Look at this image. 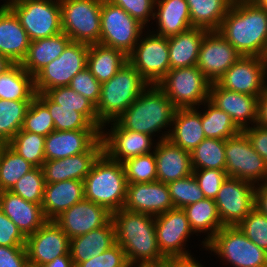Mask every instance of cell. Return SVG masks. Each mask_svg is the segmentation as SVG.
I'll return each instance as SVG.
<instances>
[{
  "mask_svg": "<svg viewBox=\"0 0 267 267\" xmlns=\"http://www.w3.org/2000/svg\"><path fill=\"white\" fill-rule=\"evenodd\" d=\"M42 267H75L71 255H62Z\"/></svg>",
  "mask_w": 267,
  "mask_h": 267,
  "instance_id": "cell-61",
  "label": "cell"
},
{
  "mask_svg": "<svg viewBox=\"0 0 267 267\" xmlns=\"http://www.w3.org/2000/svg\"><path fill=\"white\" fill-rule=\"evenodd\" d=\"M153 20L158 29L152 32L164 37L178 35L192 27L186 0H156Z\"/></svg>",
  "mask_w": 267,
  "mask_h": 267,
  "instance_id": "cell-30",
  "label": "cell"
},
{
  "mask_svg": "<svg viewBox=\"0 0 267 267\" xmlns=\"http://www.w3.org/2000/svg\"><path fill=\"white\" fill-rule=\"evenodd\" d=\"M45 184L42 167H34L10 191L28 202L42 204Z\"/></svg>",
  "mask_w": 267,
  "mask_h": 267,
  "instance_id": "cell-46",
  "label": "cell"
},
{
  "mask_svg": "<svg viewBox=\"0 0 267 267\" xmlns=\"http://www.w3.org/2000/svg\"><path fill=\"white\" fill-rule=\"evenodd\" d=\"M128 267H169V261L157 263H131Z\"/></svg>",
  "mask_w": 267,
  "mask_h": 267,
  "instance_id": "cell-62",
  "label": "cell"
},
{
  "mask_svg": "<svg viewBox=\"0 0 267 267\" xmlns=\"http://www.w3.org/2000/svg\"><path fill=\"white\" fill-rule=\"evenodd\" d=\"M145 29L120 6L102 0L99 44L118 49L128 56Z\"/></svg>",
  "mask_w": 267,
  "mask_h": 267,
  "instance_id": "cell-10",
  "label": "cell"
},
{
  "mask_svg": "<svg viewBox=\"0 0 267 267\" xmlns=\"http://www.w3.org/2000/svg\"><path fill=\"white\" fill-rule=\"evenodd\" d=\"M174 208H181L205 198L193 173L185 178L167 183Z\"/></svg>",
  "mask_w": 267,
  "mask_h": 267,
  "instance_id": "cell-45",
  "label": "cell"
},
{
  "mask_svg": "<svg viewBox=\"0 0 267 267\" xmlns=\"http://www.w3.org/2000/svg\"><path fill=\"white\" fill-rule=\"evenodd\" d=\"M248 137L253 149L265 160L267 164V127L254 124L242 130Z\"/></svg>",
  "mask_w": 267,
  "mask_h": 267,
  "instance_id": "cell-57",
  "label": "cell"
},
{
  "mask_svg": "<svg viewBox=\"0 0 267 267\" xmlns=\"http://www.w3.org/2000/svg\"><path fill=\"white\" fill-rule=\"evenodd\" d=\"M192 27L217 31L233 0H186Z\"/></svg>",
  "mask_w": 267,
  "mask_h": 267,
  "instance_id": "cell-36",
  "label": "cell"
},
{
  "mask_svg": "<svg viewBox=\"0 0 267 267\" xmlns=\"http://www.w3.org/2000/svg\"><path fill=\"white\" fill-rule=\"evenodd\" d=\"M152 138L145 133L124 129L116 120L104 124L101 130L103 152L120 163L153 152L156 143Z\"/></svg>",
  "mask_w": 267,
  "mask_h": 267,
  "instance_id": "cell-15",
  "label": "cell"
},
{
  "mask_svg": "<svg viewBox=\"0 0 267 267\" xmlns=\"http://www.w3.org/2000/svg\"><path fill=\"white\" fill-rule=\"evenodd\" d=\"M45 183L69 180L68 157L57 160H45L42 165Z\"/></svg>",
  "mask_w": 267,
  "mask_h": 267,
  "instance_id": "cell-55",
  "label": "cell"
},
{
  "mask_svg": "<svg viewBox=\"0 0 267 267\" xmlns=\"http://www.w3.org/2000/svg\"><path fill=\"white\" fill-rule=\"evenodd\" d=\"M30 103L0 99V140L7 144L22 129Z\"/></svg>",
  "mask_w": 267,
  "mask_h": 267,
  "instance_id": "cell-41",
  "label": "cell"
},
{
  "mask_svg": "<svg viewBox=\"0 0 267 267\" xmlns=\"http://www.w3.org/2000/svg\"><path fill=\"white\" fill-rule=\"evenodd\" d=\"M26 237L0 208V246L25 247Z\"/></svg>",
  "mask_w": 267,
  "mask_h": 267,
  "instance_id": "cell-54",
  "label": "cell"
},
{
  "mask_svg": "<svg viewBox=\"0 0 267 267\" xmlns=\"http://www.w3.org/2000/svg\"><path fill=\"white\" fill-rule=\"evenodd\" d=\"M112 219V213L103 206L83 199L54 219L69 239L105 226Z\"/></svg>",
  "mask_w": 267,
  "mask_h": 267,
  "instance_id": "cell-20",
  "label": "cell"
},
{
  "mask_svg": "<svg viewBox=\"0 0 267 267\" xmlns=\"http://www.w3.org/2000/svg\"><path fill=\"white\" fill-rule=\"evenodd\" d=\"M241 57V54L217 31H208L202 39L197 67L216 83Z\"/></svg>",
  "mask_w": 267,
  "mask_h": 267,
  "instance_id": "cell-18",
  "label": "cell"
},
{
  "mask_svg": "<svg viewBox=\"0 0 267 267\" xmlns=\"http://www.w3.org/2000/svg\"><path fill=\"white\" fill-rule=\"evenodd\" d=\"M217 83L227 90L260 97L267 85V59L241 56Z\"/></svg>",
  "mask_w": 267,
  "mask_h": 267,
  "instance_id": "cell-16",
  "label": "cell"
},
{
  "mask_svg": "<svg viewBox=\"0 0 267 267\" xmlns=\"http://www.w3.org/2000/svg\"><path fill=\"white\" fill-rule=\"evenodd\" d=\"M124 209L157 216L173 209L169 189L166 183H127Z\"/></svg>",
  "mask_w": 267,
  "mask_h": 267,
  "instance_id": "cell-21",
  "label": "cell"
},
{
  "mask_svg": "<svg viewBox=\"0 0 267 267\" xmlns=\"http://www.w3.org/2000/svg\"><path fill=\"white\" fill-rule=\"evenodd\" d=\"M250 1L258 7L267 9V0H250Z\"/></svg>",
  "mask_w": 267,
  "mask_h": 267,
  "instance_id": "cell-64",
  "label": "cell"
},
{
  "mask_svg": "<svg viewBox=\"0 0 267 267\" xmlns=\"http://www.w3.org/2000/svg\"><path fill=\"white\" fill-rule=\"evenodd\" d=\"M62 31L72 42L99 44L102 0H59Z\"/></svg>",
  "mask_w": 267,
  "mask_h": 267,
  "instance_id": "cell-9",
  "label": "cell"
},
{
  "mask_svg": "<svg viewBox=\"0 0 267 267\" xmlns=\"http://www.w3.org/2000/svg\"><path fill=\"white\" fill-rule=\"evenodd\" d=\"M69 87L97 105L102 84L91 74L87 67L71 79Z\"/></svg>",
  "mask_w": 267,
  "mask_h": 267,
  "instance_id": "cell-50",
  "label": "cell"
},
{
  "mask_svg": "<svg viewBox=\"0 0 267 267\" xmlns=\"http://www.w3.org/2000/svg\"><path fill=\"white\" fill-rule=\"evenodd\" d=\"M198 109L199 107L176 109L167 138L188 152L206 138L201 123V110Z\"/></svg>",
  "mask_w": 267,
  "mask_h": 267,
  "instance_id": "cell-28",
  "label": "cell"
},
{
  "mask_svg": "<svg viewBox=\"0 0 267 267\" xmlns=\"http://www.w3.org/2000/svg\"><path fill=\"white\" fill-rule=\"evenodd\" d=\"M255 187L245 180L226 178L214 199L223 226H237L255 207Z\"/></svg>",
  "mask_w": 267,
  "mask_h": 267,
  "instance_id": "cell-14",
  "label": "cell"
},
{
  "mask_svg": "<svg viewBox=\"0 0 267 267\" xmlns=\"http://www.w3.org/2000/svg\"><path fill=\"white\" fill-rule=\"evenodd\" d=\"M202 193L205 198L215 199L222 183L228 177L225 170L219 169H202L193 170Z\"/></svg>",
  "mask_w": 267,
  "mask_h": 267,
  "instance_id": "cell-51",
  "label": "cell"
},
{
  "mask_svg": "<svg viewBox=\"0 0 267 267\" xmlns=\"http://www.w3.org/2000/svg\"><path fill=\"white\" fill-rule=\"evenodd\" d=\"M259 97L222 88L217 82L211 83L209 101L226 112L241 129L257 122Z\"/></svg>",
  "mask_w": 267,
  "mask_h": 267,
  "instance_id": "cell-22",
  "label": "cell"
},
{
  "mask_svg": "<svg viewBox=\"0 0 267 267\" xmlns=\"http://www.w3.org/2000/svg\"><path fill=\"white\" fill-rule=\"evenodd\" d=\"M0 208L25 237L35 233L47 221L41 204L28 202L11 191H0Z\"/></svg>",
  "mask_w": 267,
  "mask_h": 267,
  "instance_id": "cell-26",
  "label": "cell"
},
{
  "mask_svg": "<svg viewBox=\"0 0 267 267\" xmlns=\"http://www.w3.org/2000/svg\"><path fill=\"white\" fill-rule=\"evenodd\" d=\"M84 198L83 181L70 179L46 183L41 206L46 219L54 220Z\"/></svg>",
  "mask_w": 267,
  "mask_h": 267,
  "instance_id": "cell-27",
  "label": "cell"
},
{
  "mask_svg": "<svg viewBox=\"0 0 267 267\" xmlns=\"http://www.w3.org/2000/svg\"><path fill=\"white\" fill-rule=\"evenodd\" d=\"M149 86L136 69L127 62L110 80L102 83L96 105L99 122L115 121Z\"/></svg>",
  "mask_w": 267,
  "mask_h": 267,
  "instance_id": "cell-5",
  "label": "cell"
},
{
  "mask_svg": "<svg viewBox=\"0 0 267 267\" xmlns=\"http://www.w3.org/2000/svg\"><path fill=\"white\" fill-rule=\"evenodd\" d=\"M217 32L241 56L266 58L267 9L256 6L250 0H233Z\"/></svg>",
  "mask_w": 267,
  "mask_h": 267,
  "instance_id": "cell-1",
  "label": "cell"
},
{
  "mask_svg": "<svg viewBox=\"0 0 267 267\" xmlns=\"http://www.w3.org/2000/svg\"><path fill=\"white\" fill-rule=\"evenodd\" d=\"M155 229L159 249L168 260L191 254L186 242L195 233L183 209L173 208L155 216Z\"/></svg>",
  "mask_w": 267,
  "mask_h": 267,
  "instance_id": "cell-17",
  "label": "cell"
},
{
  "mask_svg": "<svg viewBox=\"0 0 267 267\" xmlns=\"http://www.w3.org/2000/svg\"><path fill=\"white\" fill-rule=\"evenodd\" d=\"M84 183V197L114 213L124 207L127 180L123 164L104 152L93 163Z\"/></svg>",
  "mask_w": 267,
  "mask_h": 267,
  "instance_id": "cell-4",
  "label": "cell"
},
{
  "mask_svg": "<svg viewBox=\"0 0 267 267\" xmlns=\"http://www.w3.org/2000/svg\"><path fill=\"white\" fill-rule=\"evenodd\" d=\"M154 155L159 182L167 184L193 173L191 153L173 144L169 139L156 142Z\"/></svg>",
  "mask_w": 267,
  "mask_h": 267,
  "instance_id": "cell-24",
  "label": "cell"
},
{
  "mask_svg": "<svg viewBox=\"0 0 267 267\" xmlns=\"http://www.w3.org/2000/svg\"><path fill=\"white\" fill-rule=\"evenodd\" d=\"M26 267H42V266H37V265H33V264L28 263V264L26 265Z\"/></svg>",
  "mask_w": 267,
  "mask_h": 267,
  "instance_id": "cell-66",
  "label": "cell"
},
{
  "mask_svg": "<svg viewBox=\"0 0 267 267\" xmlns=\"http://www.w3.org/2000/svg\"><path fill=\"white\" fill-rule=\"evenodd\" d=\"M259 126L267 127V85L258 99L257 122Z\"/></svg>",
  "mask_w": 267,
  "mask_h": 267,
  "instance_id": "cell-60",
  "label": "cell"
},
{
  "mask_svg": "<svg viewBox=\"0 0 267 267\" xmlns=\"http://www.w3.org/2000/svg\"><path fill=\"white\" fill-rule=\"evenodd\" d=\"M112 221L116 244L125 251L129 264L168 261L157 243L155 216L121 208L112 213Z\"/></svg>",
  "mask_w": 267,
  "mask_h": 267,
  "instance_id": "cell-2",
  "label": "cell"
},
{
  "mask_svg": "<svg viewBox=\"0 0 267 267\" xmlns=\"http://www.w3.org/2000/svg\"><path fill=\"white\" fill-rule=\"evenodd\" d=\"M205 250L231 267H267V252L249 240L238 226H223L206 243Z\"/></svg>",
  "mask_w": 267,
  "mask_h": 267,
  "instance_id": "cell-6",
  "label": "cell"
},
{
  "mask_svg": "<svg viewBox=\"0 0 267 267\" xmlns=\"http://www.w3.org/2000/svg\"><path fill=\"white\" fill-rule=\"evenodd\" d=\"M103 152L101 137L84 153L69 156V180L83 181L90 172L91 167L99 155Z\"/></svg>",
  "mask_w": 267,
  "mask_h": 267,
  "instance_id": "cell-49",
  "label": "cell"
},
{
  "mask_svg": "<svg viewBox=\"0 0 267 267\" xmlns=\"http://www.w3.org/2000/svg\"><path fill=\"white\" fill-rule=\"evenodd\" d=\"M207 32L203 28L191 27L178 35L167 37L170 69L197 65L199 48Z\"/></svg>",
  "mask_w": 267,
  "mask_h": 267,
  "instance_id": "cell-32",
  "label": "cell"
},
{
  "mask_svg": "<svg viewBox=\"0 0 267 267\" xmlns=\"http://www.w3.org/2000/svg\"><path fill=\"white\" fill-rule=\"evenodd\" d=\"M176 109L157 85H149L116 121L124 129L152 137L162 132L159 141L168 138Z\"/></svg>",
  "mask_w": 267,
  "mask_h": 267,
  "instance_id": "cell-3",
  "label": "cell"
},
{
  "mask_svg": "<svg viewBox=\"0 0 267 267\" xmlns=\"http://www.w3.org/2000/svg\"><path fill=\"white\" fill-rule=\"evenodd\" d=\"M128 264L125 251L119 244H115L98 256L81 262L77 267H128Z\"/></svg>",
  "mask_w": 267,
  "mask_h": 267,
  "instance_id": "cell-53",
  "label": "cell"
},
{
  "mask_svg": "<svg viewBox=\"0 0 267 267\" xmlns=\"http://www.w3.org/2000/svg\"><path fill=\"white\" fill-rule=\"evenodd\" d=\"M30 39L15 13L5 4L0 5V55L13 64L25 59Z\"/></svg>",
  "mask_w": 267,
  "mask_h": 267,
  "instance_id": "cell-25",
  "label": "cell"
},
{
  "mask_svg": "<svg viewBox=\"0 0 267 267\" xmlns=\"http://www.w3.org/2000/svg\"><path fill=\"white\" fill-rule=\"evenodd\" d=\"M70 42L71 39L64 32L30 41L27 55L21 63L23 69L34 77L47 64L58 58Z\"/></svg>",
  "mask_w": 267,
  "mask_h": 267,
  "instance_id": "cell-31",
  "label": "cell"
},
{
  "mask_svg": "<svg viewBox=\"0 0 267 267\" xmlns=\"http://www.w3.org/2000/svg\"><path fill=\"white\" fill-rule=\"evenodd\" d=\"M226 174L254 185L267 182V164L241 131L225 140Z\"/></svg>",
  "mask_w": 267,
  "mask_h": 267,
  "instance_id": "cell-12",
  "label": "cell"
},
{
  "mask_svg": "<svg viewBox=\"0 0 267 267\" xmlns=\"http://www.w3.org/2000/svg\"><path fill=\"white\" fill-rule=\"evenodd\" d=\"M98 129L56 131L45 137V160L64 159L86 152L99 138Z\"/></svg>",
  "mask_w": 267,
  "mask_h": 267,
  "instance_id": "cell-23",
  "label": "cell"
},
{
  "mask_svg": "<svg viewBox=\"0 0 267 267\" xmlns=\"http://www.w3.org/2000/svg\"><path fill=\"white\" fill-rule=\"evenodd\" d=\"M25 247L28 263L37 266L70 255V239L54 220H47L35 233L27 236Z\"/></svg>",
  "mask_w": 267,
  "mask_h": 267,
  "instance_id": "cell-19",
  "label": "cell"
},
{
  "mask_svg": "<svg viewBox=\"0 0 267 267\" xmlns=\"http://www.w3.org/2000/svg\"><path fill=\"white\" fill-rule=\"evenodd\" d=\"M255 207L267 216V182L255 187Z\"/></svg>",
  "mask_w": 267,
  "mask_h": 267,
  "instance_id": "cell-58",
  "label": "cell"
},
{
  "mask_svg": "<svg viewBox=\"0 0 267 267\" xmlns=\"http://www.w3.org/2000/svg\"><path fill=\"white\" fill-rule=\"evenodd\" d=\"M33 168L32 164L6 144L0 154V191H10Z\"/></svg>",
  "mask_w": 267,
  "mask_h": 267,
  "instance_id": "cell-42",
  "label": "cell"
},
{
  "mask_svg": "<svg viewBox=\"0 0 267 267\" xmlns=\"http://www.w3.org/2000/svg\"><path fill=\"white\" fill-rule=\"evenodd\" d=\"M13 63L5 56L0 55V75L8 70Z\"/></svg>",
  "mask_w": 267,
  "mask_h": 267,
  "instance_id": "cell-63",
  "label": "cell"
},
{
  "mask_svg": "<svg viewBox=\"0 0 267 267\" xmlns=\"http://www.w3.org/2000/svg\"><path fill=\"white\" fill-rule=\"evenodd\" d=\"M89 45L70 42L63 53L34 76L36 93L69 86L71 79L87 67Z\"/></svg>",
  "mask_w": 267,
  "mask_h": 267,
  "instance_id": "cell-13",
  "label": "cell"
},
{
  "mask_svg": "<svg viewBox=\"0 0 267 267\" xmlns=\"http://www.w3.org/2000/svg\"><path fill=\"white\" fill-rule=\"evenodd\" d=\"M168 261L169 267H205L191 254L177 256Z\"/></svg>",
  "mask_w": 267,
  "mask_h": 267,
  "instance_id": "cell-59",
  "label": "cell"
},
{
  "mask_svg": "<svg viewBox=\"0 0 267 267\" xmlns=\"http://www.w3.org/2000/svg\"><path fill=\"white\" fill-rule=\"evenodd\" d=\"M127 62V56L118 49L89 45L87 68L101 84L110 80Z\"/></svg>",
  "mask_w": 267,
  "mask_h": 267,
  "instance_id": "cell-33",
  "label": "cell"
},
{
  "mask_svg": "<svg viewBox=\"0 0 267 267\" xmlns=\"http://www.w3.org/2000/svg\"><path fill=\"white\" fill-rule=\"evenodd\" d=\"M22 130L44 137L55 130L54 121L48 108L37 97L30 103L24 118Z\"/></svg>",
  "mask_w": 267,
  "mask_h": 267,
  "instance_id": "cell-47",
  "label": "cell"
},
{
  "mask_svg": "<svg viewBox=\"0 0 267 267\" xmlns=\"http://www.w3.org/2000/svg\"><path fill=\"white\" fill-rule=\"evenodd\" d=\"M245 236L267 252V216L254 207L237 225Z\"/></svg>",
  "mask_w": 267,
  "mask_h": 267,
  "instance_id": "cell-48",
  "label": "cell"
},
{
  "mask_svg": "<svg viewBox=\"0 0 267 267\" xmlns=\"http://www.w3.org/2000/svg\"><path fill=\"white\" fill-rule=\"evenodd\" d=\"M36 97L48 108L56 131L97 129L82 113L75 108L61 107L45 93H36Z\"/></svg>",
  "mask_w": 267,
  "mask_h": 267,
  "instance_id": "cell-40",
  "label": "cell"
},
{
  "mask_svg": "<svg viewBox=\"0 0 267 267\" xmlns=\"http://www.w3.org/2000/svg\"><path fill=\"white\" fill-rule=\"evenodd\" d=\"M27 264L26 247L0 246V267H26Z\"/></svg>",
  "mask_w": 267,
  "mask_h": 267,
  "instance_id": "cell-56",
  "label": "cell"
},
{
  "mask_svg": "<svg viewBox=\"0 0 267 267\" xmlns=\"http://www.w3.org/2000/svg\"><path fill=\"white\" fill-rule=\"evenodd\" d=\"M116 244L112 219L103 227L70 239L69 252L74 266L98 256Z\"/></svg>",
  "mask_w": 267,
  "mask_h": 267,
  "instance_id": "cell-29",
  "label": "cell"
},
{
  "mask_svg": "<svg viewBox=\"0 0 267 267\" xmlns=\"http://www.w3.org/2000/svg\"><path fill=\"white\" fill-rule=\"evenodd\" d=\"M45 94L61 107L75 108V111L82 113L101 132L103 125L98 120L96 105L88 98L69 86L49 89Z\"/></svg>",
  "mask_w": 267,
  "mask_h": 267,
  "instance_id": "cell-38",
  "label": "cell"
},
{
  "mask_svg": "<svg viewBox=\"0 0 267 267\" xmlns=\"http://www.w3.org/2000/svg\"><path fill=\"white\" fill-rule=\"evenodd\" d=\"M190 153L193 170L226 168L225 140L205 138Z\"/></svg>",
  "mask_w": 267,
  "mask_h": 267,
  "instance_id": "cell-39",
  "label": "cell"
},
{
  "mask_svg": "<svg viewBox=\"0 0 267 267\" xmlns=\"http://www.w3.org/2000/svg\"><path fill=\"white\" fill-rule=\"evenodd\" d=\"M4 3L18 17L30 41L63 32L59 0H5Z\"/></svg>",
  "mask_w": 267,
  "mask_h": 267,
  "instance_id": "cell-8",
  "label": "cell"
},
{
  "mask_svg": "<svg viewBox=\"0 0 267 267\" xmlns=\"http://www.w3.org/2000/svg\"><path fill=\"white\" fill-rule=\"evenodd\" d=\"M183 210L191 229L197 233L195 235L207 234L201 242L202 248H205L206 243L223 227L215 200L204 198L184 207Z\"/></svg>",
  "mask_w": 267,
  "mask_h": 267,
  "instance_id": "cell-34",
  "label": "cell"
},
{
  "mask_svg": "<svg viewBox=\"0 0 267 267\" xmlns=\"http://www.w3.org/2000/svg\"><path fill=\"white\" fill-rule=\"evenodd\" d=\"M5 145H6V143L3 142L2 140H0V154H1L2 150H3V148L5 147Z\"/></svg>",
  "mask_w": 267,
  "mask_h": 267,
  "instance_id": "cell-65",
  "label": "cell"
},
{
  "mask_svg": "<svg viewBox=\"0 0 267 267\" xmlns=\"http://www.w3.org/2000/svg\"><path fill=\"white\" fill-rule=\"evenodd\" d=\"M35 97L34 77L21 64H13L0 75V99L32 101Z\"/></svg>",
  "mask_w": 267,
  "mask_h": 267,
  "instance_id": "cell-35",
  "label": "cell"
},
{
  "mask_svg": "<svg viewBox=\"0 0 267 267\" xmlns=\"http://www.w3.org/2000/svg\"><path fill=\"white\" fill-rule=\"evenodd\" d=\"M146 30L127 59L149 85H157L170 70L168 39Z\"/></svg>",
  "mask_w": 267,
  "mask_h": 267,
  "instance_id": "cell-11",
  "label": "cell"
},
{
  "mask_svg": "<svg viewBox=\"0 0 267 267\" xmlns=\"http://www.w3.org/2000/svg\"><path fill=\"white\" fill-rule=\"evenodd\" d=\"M157 86L178 108H197L209 100L211 82L195 66L170 69Z\"/></svg>",
  "mask_w": 267,
  "mask_h": 267,
  "instance_id": "cell-7",
  "label": "cell"
},
{
  "mask_svg": "<svg viewBox=\"0 0 267 267\" xmlns=\"http://www.w3.org/2000/svg\"><path fill=\"white\" fill-rule=\"evenodd\" d=\"M7 145L34 167H42L45 161L44 136L21 129Z\"/></svg>",
  "mask_w": 267,
  "mask_h": 267,
  "instance_id": "cell-43",
  "label": "cell"
},
{
  "mask_svg": "<svg viewBox=\"0 0 267 267\" xmlns=\"http://www.w3.org/2000/svg\"><path fill=\"white\" fill-rule=\"evenodd\" d=\"M127 183H149L157 181L154 151L122 162Z\"/></svg>",
  "mask_w": 267,
  "mask_h": 267,
  "instance_id": "cell-44",
  "label": "cell"
},
{
  "mask_svg": "<svg viewBox=\"0 0 267 267\" xmlns=\"http://www.w3.org/2000/svg\"><path fill=\"white\" fill-rule=\"evenodd\" d=\"M112 4L120 6L131 17L137 19L145 27L154 18L156 0H108Z\"/></svg>",
  "mask_w": 267,
  "mask_h": 267,
  "instance_id": "cell-52",
  "label": "cell"
},
{
  "mask_svg": "<svg viewBox=\"0 0 267 267\" xmlns=\"http://www.w3.org/2000/svg\"><path fill=\"white\" fill-rule=\"evenodd\" d=\"M202 106L205 107L201 111V123L206 138L226 140L242 131L226 112L218 109L209 100Z\"/></svg>",
  "mask_w": 267,
  "mask_h": 267,
  "instance_id": "cell-37",
  "label": "cell"
}]
</instances>
